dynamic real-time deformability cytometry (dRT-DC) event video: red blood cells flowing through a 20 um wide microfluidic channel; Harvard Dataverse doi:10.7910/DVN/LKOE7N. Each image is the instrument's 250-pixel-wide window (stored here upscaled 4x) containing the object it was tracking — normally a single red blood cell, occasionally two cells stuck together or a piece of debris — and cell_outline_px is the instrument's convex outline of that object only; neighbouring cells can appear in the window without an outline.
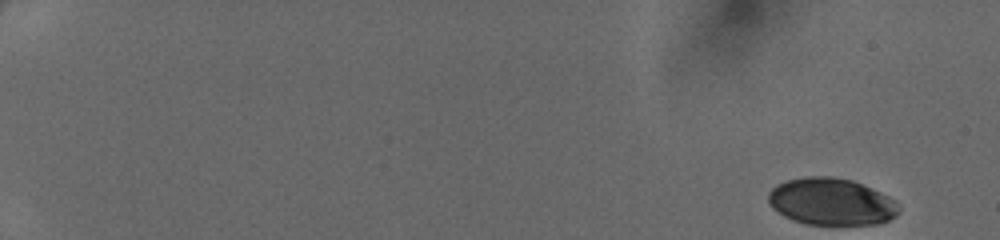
{"species": "human", "species_latin": "Homo sapiens", "temperature_condition": "cold", "stored_images_in_passage": 3, "camera_frame_rate_fps": 3000, "um_per_image_px": 0.085, "donor": {"sex": "female"}, "frame": {"image": 1, "passage_image": 1, "time_ms": 0.0, "image_size_px": [1000, 240], "cell_outline_px": [[900, 212], [896, 216], [888, 220], [876, 224], [808, 224], [792, 220], [784, 216], [772, 208], [768, 200], [768, 192], [776, 184], [788, 180], [804, 176], [832, 176], [852, 180], [880, 192], [896, 200], [900, 208]], "centroid_in_image_um": [70.66, 17.13], "position_along_channel_um": 14.3, "area_um2": 35.89}}